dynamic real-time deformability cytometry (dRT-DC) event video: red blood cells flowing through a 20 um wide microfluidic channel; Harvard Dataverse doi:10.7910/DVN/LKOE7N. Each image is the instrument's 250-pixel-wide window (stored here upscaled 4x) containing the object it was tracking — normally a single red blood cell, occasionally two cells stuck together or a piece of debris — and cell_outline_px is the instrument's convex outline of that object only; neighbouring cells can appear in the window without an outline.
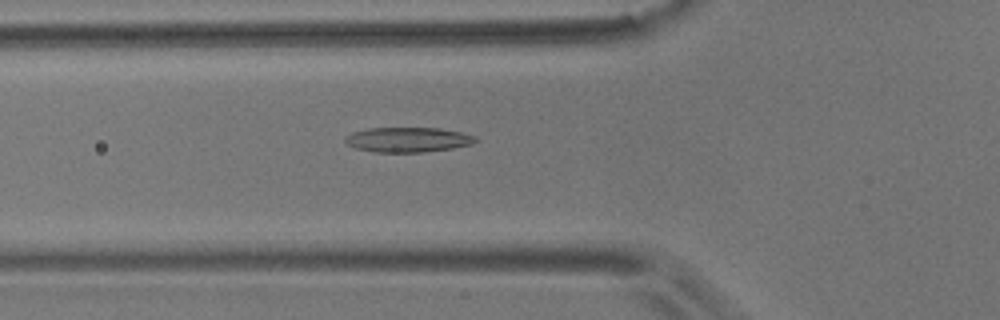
{"species": "common noctule bat (a hibernating species)", "species_latin": "Nyctalus noctula", "temperature_condition": "room temperature", "stored_images_in_passage": 41, "camera_frame_rate_fps": 3000, "um_per_image_px": 0.085, "animal": {"sex": "male", "body_mass_g": 17.9}, "frame": {"image": 1, "passage_image": 4, "time_ms": 1.0, "image_size_px": [1000, 320], "cell_outline_px": [[480, 140], [472, 144], [452, 148], [424, 152], [376, 152], [356, 148], [348, 144], [344, 140], [344, 136], [352, 132], [368, 128], [440, 128], [460, 132], [476, 136]], "centroid_in_image_um": [34.68, 11.87], "position_along_channel_um": 91.1, "area_um2": 18.96}}
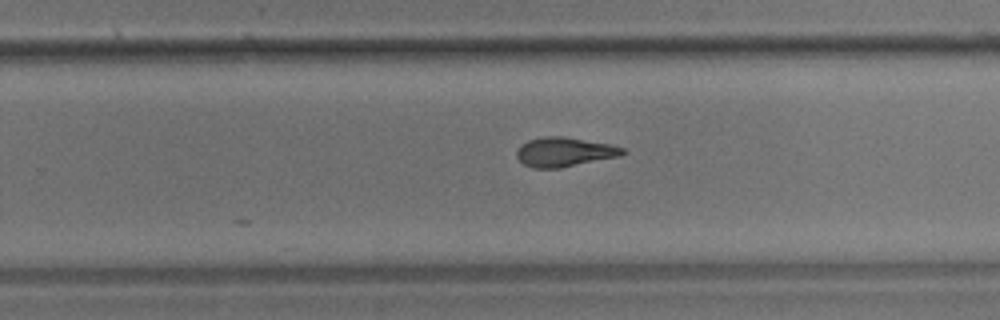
{"frame": {"image": 2, "passage_image": 20, "time_ms": 6.333, "image_size_px": [1000, 320], "cell_outline_px": [[628, 152], [620, 156], [560, 168], [532, 168], [524, 164], [516, 156], [516, 152], [520, 144], [528, 140], [544, 136], [560, 136], [608, 144], [624, 148]], "centroid_in_image_um": [47.95, 12.92], "position_along_channel_um": 281.8, "area_um2": 18.03}}
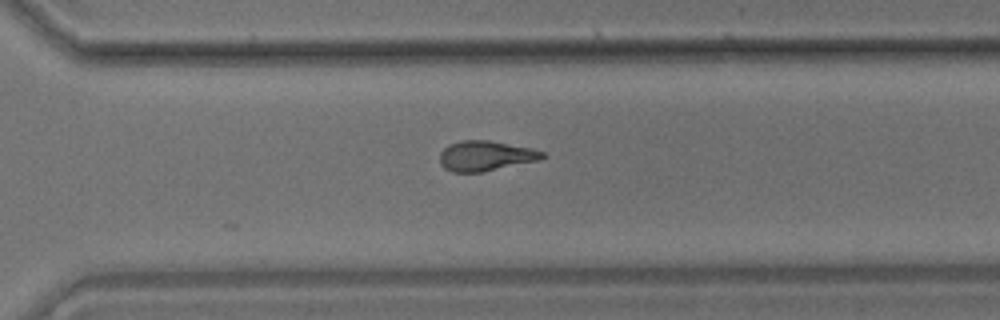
{"frame": {"image": 3, "passage_image": 24, "time_ms": 7.667, "image_size_px": [1000, 320], "cell_outline_px": [[548, 156], [540, 160], [480, 172], [452, 172], [444, 168], [440, 164], [440, 152], [444, 148], [460, 140], [488, 140], [532, 148], [544, 152]], "centroid_in_image_um": [41.29, 13.25], "position_along_channel_um": 329.3, "area_um2": 17.98}, "authors_computed_cell_mechanics": {"area_um2": 18.0914, "velocity_mm_per_s": 3.5709, "shape_relaxation_time_tau1_ms": 5.1346, "shape_relaxation_time_tau2_ms": 4.7734, "deformation_change_tau1": 0.1641, "deformation_change_tau2": 0.1205}}